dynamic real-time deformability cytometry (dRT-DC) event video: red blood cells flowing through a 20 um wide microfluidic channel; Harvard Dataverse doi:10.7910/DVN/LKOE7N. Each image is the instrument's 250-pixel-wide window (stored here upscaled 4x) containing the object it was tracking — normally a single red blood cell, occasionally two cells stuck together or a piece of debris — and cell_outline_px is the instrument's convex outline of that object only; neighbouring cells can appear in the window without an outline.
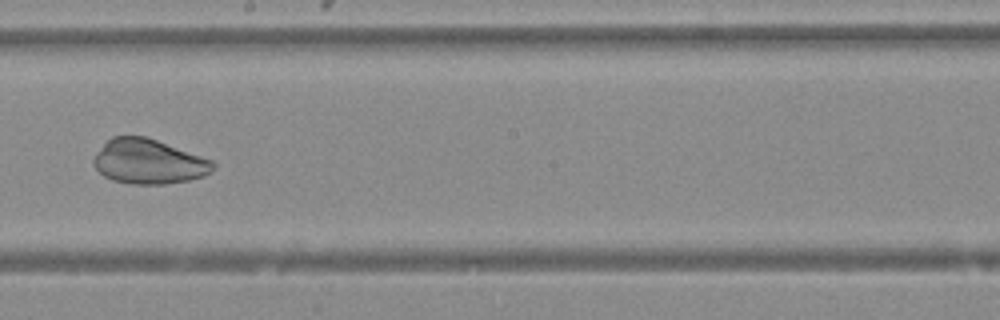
{"species": "Egyptian fruit bat (a non-hibernating species)", "species_latin": "Rousettus aegyptiacus", "temperature_condition": "warm", "stored_images_in_passage": 49, "camera_frame_rate_fps": 3000, "um_per_image_px": 0.085, "animal": {"sex": "female"}, "frame": {"image": 1, "passage_image": 28, "time_ms": 9.0, "image_size_px": [1000, 320], "cell_outline_px": [[216, 164], [212, 172], [204, 176], [188, 180], [164, 184], [132, 184], [112, 180], [104, 176], [92, 164], [92, 160], [96, 152], [112, 136], [148, 136], [212, 160]], "centroid_in_image_um": [12.63, 13.73], "position_along_channel_um": 235.6, "area_um2": 31.27}}